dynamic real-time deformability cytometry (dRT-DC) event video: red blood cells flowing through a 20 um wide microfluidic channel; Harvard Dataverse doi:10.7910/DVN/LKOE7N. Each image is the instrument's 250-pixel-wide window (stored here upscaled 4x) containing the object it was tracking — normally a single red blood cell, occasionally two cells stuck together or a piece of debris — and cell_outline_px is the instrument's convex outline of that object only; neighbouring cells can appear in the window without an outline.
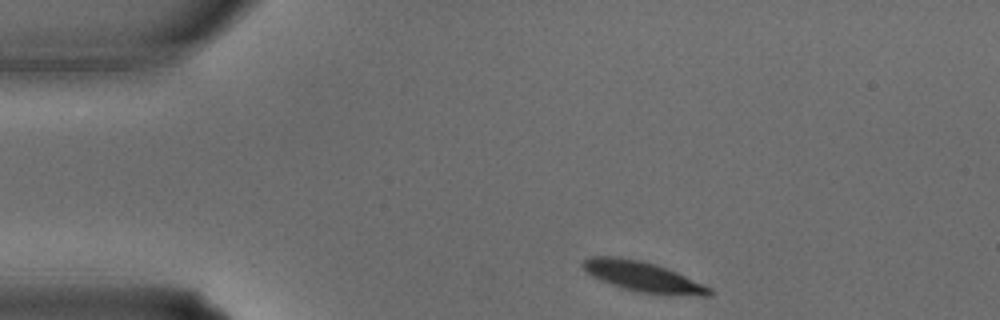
{"species": "common noctule bat (a hibernating species)", "species_latin": "Nyctalus noctula", "temperature_condition": "warm", "stored_images_in_passage": 26, "camera_frame_rate_fps": 3000, "um_per_image_px": 0.085, "animal": {"sex": "male", "body_mass_g": 15.6}, "frame": {"image": 1, "passage_image": 1, "time_ms": 0.0, "image_size_px": [1000, 320], "cell_outline_px": [[712, 296], [700, 296], [640, 292], [624, 288], [600, 280], [592, 276], [580, 264], [584, 260], [592, 256], [612, 256], [640, 260], [668, 268], [712, 288]], "centroid_in_image_um": [54.66, 23.51], "position_along_channel_um": 30.3, "area_um2": 21.91}}
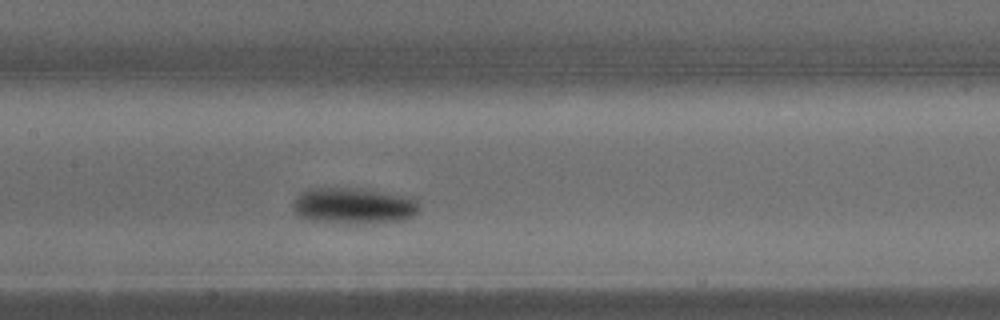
{"frame": {"image": 2, "passage_image": 12, "time_ms": 3.667, "image_size_px": [1000, 320], "cell_outline_px": [[420, 208], [412, 216], [404, 220], [356, 224], [312, 220], [300, 216], [292, 208], [292, 204], [296, 196], [300, 192], [308, 188], [364, 188], [416, 196], [420, 204]], "centroid_in_image_um": [30.13, 17.46], "position_along_channel_um": 177.3, "area_um2": 27.22}}
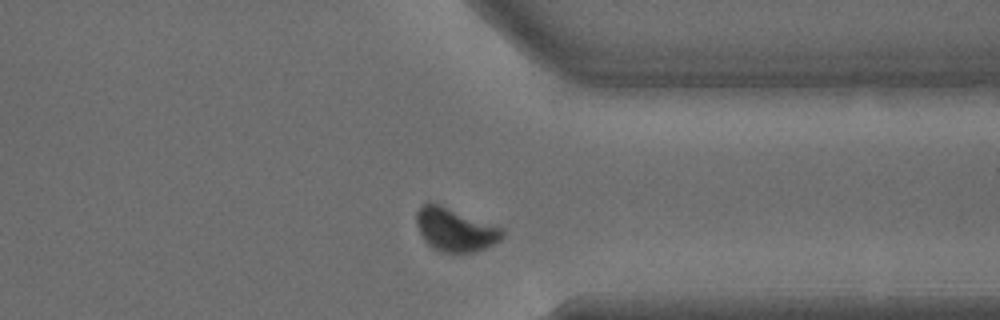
{"frame": {"image": 3, "passage_image": 23, "time_ms": 7.333, "image_size_px": [1000, 320], "cell_outline_px": [[504, 236], [500, 240], [484, 248], [472, 252], [440, 252], [432, 248], [424, 240], [416, 224], [416, 212], [428, 200], [440, 204], [504, 228]], "centroid_in_image_um": [38.67, 19.5], "position_along_channel_um": 372.7, "area_um2": 21.73}}